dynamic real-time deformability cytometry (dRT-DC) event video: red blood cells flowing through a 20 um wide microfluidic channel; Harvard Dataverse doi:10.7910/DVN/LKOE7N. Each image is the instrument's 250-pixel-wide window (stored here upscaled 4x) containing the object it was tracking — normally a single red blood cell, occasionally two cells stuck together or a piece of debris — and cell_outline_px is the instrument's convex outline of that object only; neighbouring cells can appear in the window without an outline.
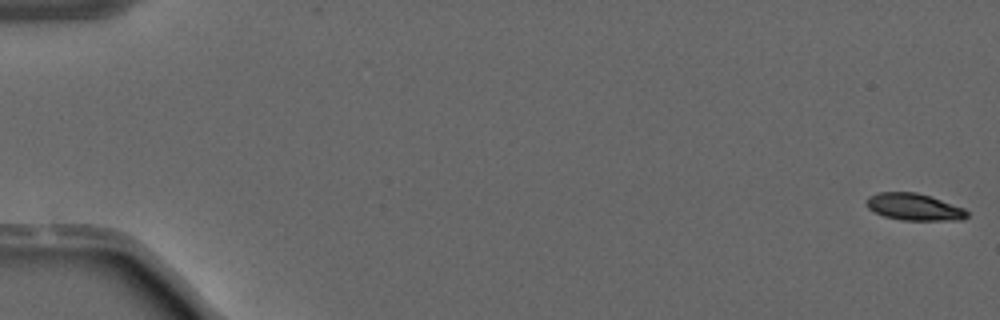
{"species": "common noctule bat (a hibernating species)", "species_latin": "Nyctalus noctula", "temperature_condition": "warm", "stored_images_in_passage": 51, "camera_frame_rate_fps": 3000, "um_per_image_px": 0.085, "animal": {"sex": "male", "forearm_length_mm": 52.5}, "frame": {"image": 1, "passage_image": 1, "time_ms": 0.0, "image_size_px": [1000, 320], "cell_outline_px": [[968, 216], [960, 220], [900, 220], [884, 216], [868, 208], [864, 204], [868, 196], [876, 192], [916, 192], [932, 196], [964, 208], [968, 212]], "centroid_in_image_um": [77.68, 17.58], "position_along_channel_um": 7.3, "area_um2": 15.95}}
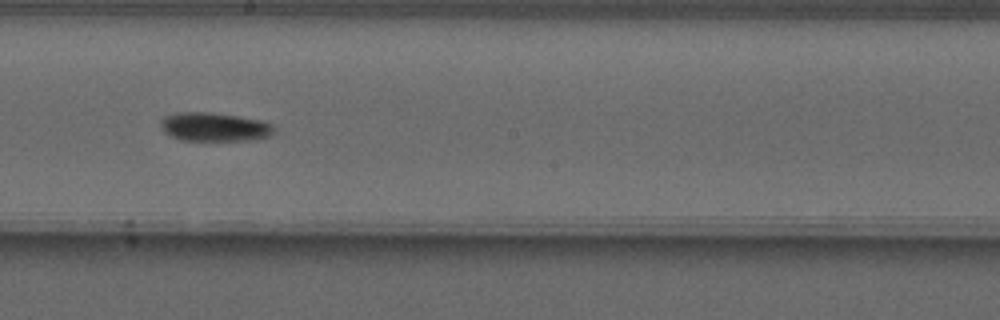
{"frame": {"image": 2, "passage_image": 30, "time_ms": 9.667, "image_size_px": [1000, 320], "cell_outline_px": [[276, 132], [268, 136], [248, 140], [180, 140], [164, 132], [160, 128], [160, 120], [164, 116], [180, 112], [208, 112], [236, 116], [260, 120], [272, 124]], "centroid_in_image_um": [18.19, 10.78], "position_along_channel_um": 230.0, "area_um2": 18.9}}
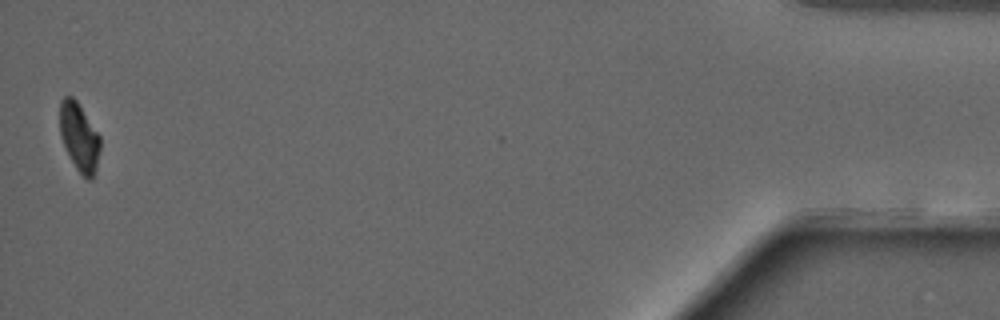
{"frame": {"image": 3, "passage_image": 51, "time_ms": 16.667, "image_size_px": [1000, 320], "cell_outline_px": [[100, 148], [96, 168], [92, 180], [88, 180], [76, 168], [64, 144], [60, 132], [60, 100], [64, 96], [72, 96], [76, 100], [100, 136]], "centroid_in_image_um": [6.74, 11.63], "position_along_channel_um": 428.5, "area_um2": 15.72}, "authors_computed_cell_mechanics": {"area_um2": 17.4556, "velocity_mm_per_s": 4.0928, "shape_relaxation_time_tau1_ms": 3.5202, "shape_relaxation_time_tau2_ms": null, "deformation_change_tau1": 0.1755, "deformation_change_tau2": null}}